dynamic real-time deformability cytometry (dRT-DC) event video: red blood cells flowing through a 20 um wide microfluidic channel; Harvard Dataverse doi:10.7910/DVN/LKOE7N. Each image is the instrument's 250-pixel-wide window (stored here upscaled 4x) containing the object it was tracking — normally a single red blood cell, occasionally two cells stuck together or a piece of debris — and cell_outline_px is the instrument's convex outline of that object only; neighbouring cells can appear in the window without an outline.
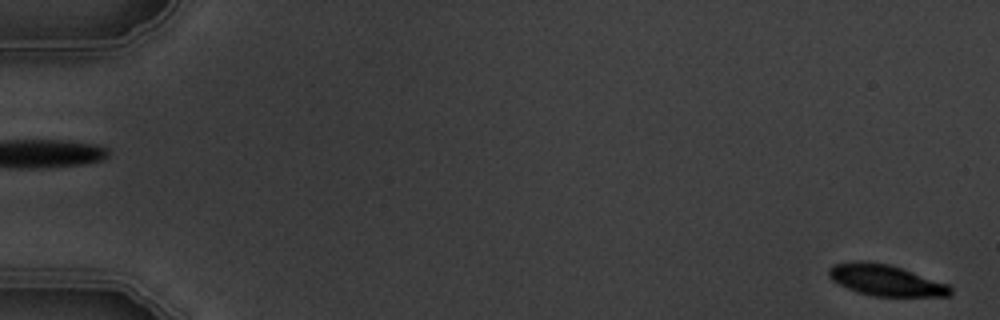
{"species": "common noctule bat (a hibernating species)", "species_latin": "Nyctalus noctula", "temperature_condition": "warm", "stored_images_in_passage": 3, "segment_of_instrument_passage": [2, 2], "camera_frame_rate_fps": 3000, "um_per_image_px": 0.085, "animal": {"sex": "male", "body_mass_g": 19.5, "forearm_length_mm": 54.6}, "frame": {"image": 1, "passage_image": 3, "time_ms": 2.333, "image_size_px": [1000, 320], "cell_outline_px": [[952, 292], [948, 296], [872, 296], [856, 292], [832, 280], [828, 276], [828, 268], [832, 264], [856, 260], [864, 260], [888, 264], [948, 284], [952, 288]], "centroid_in_image_um": [75.23, 23.81], "position_along_channel_um": 9.8, "area_um2": 22.02}}